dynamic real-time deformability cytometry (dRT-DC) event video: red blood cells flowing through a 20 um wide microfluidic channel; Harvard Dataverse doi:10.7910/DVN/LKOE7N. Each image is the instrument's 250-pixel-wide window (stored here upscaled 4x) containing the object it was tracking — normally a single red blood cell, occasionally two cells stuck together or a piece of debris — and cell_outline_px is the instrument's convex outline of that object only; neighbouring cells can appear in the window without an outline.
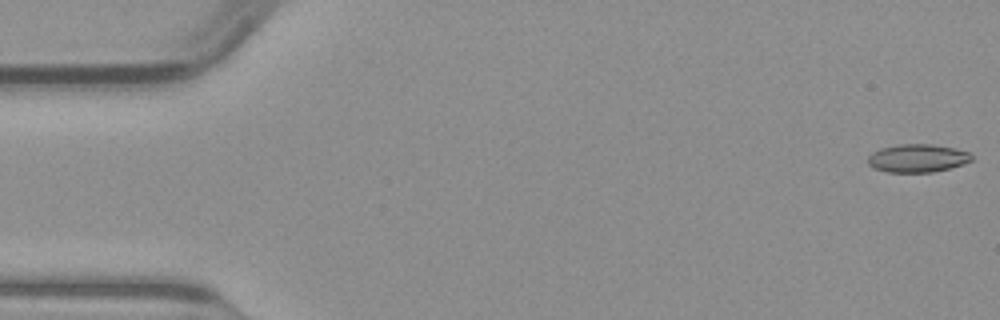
{"species": "common noctule bat (a hibernating species)", "species_latin": "Nyctalus noctula", "temperature_condition": "warm", "stored_images_in_passage": 32, "camera_frame_rate_fps": 3000, "um_per_image_px": 0.085, "animal": {"sex": "male", "body_mass_g": 23.1, "forearm_length_mm": 52.7}, "frame": {"image": 1, "passage_image": 1, "time_ms": 0.0, "image_size_px": [1000, 320], "cell_outline_px": [[972, 160], [964, 164], [932, 172], [888, 172], [872, 168], [868, 164], [868, 156], [872, 152], [880, 148], [900, 144], [932, 144], [956, 148], [968, 152], [972, 156]], "centroid_in_image_um": [77.97, 13.44], "position_along_channel_um": 7.0, "area_um2": 17.05}}
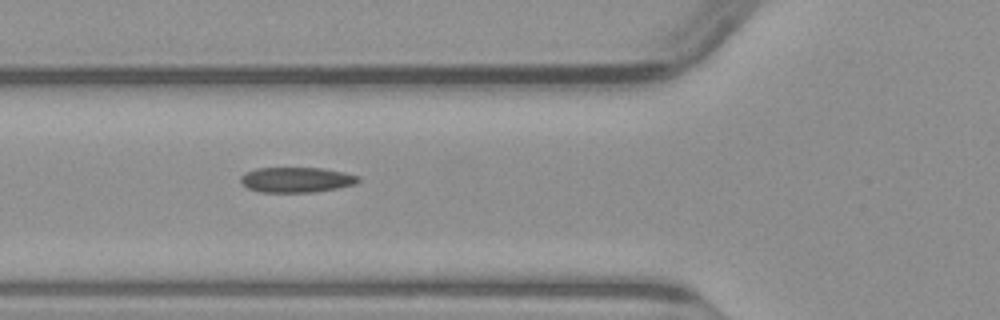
{"frame": {"image": 2, "passage_image": 18, "time_ms": 5.667, "image_size_px": [1000, 320], "cell_outline_px": [[360, 180], [356, 184], [316, 192], [260, 192], [248, 188], [240, 184], [240, 176], [244, 172], [256, 168], [324, 168], [344, 172], [360, 176]], "centroid_in_image_um": [25.18, 15.28], "position_along_channel_um": 100.6, "area_um2": 17.51}}
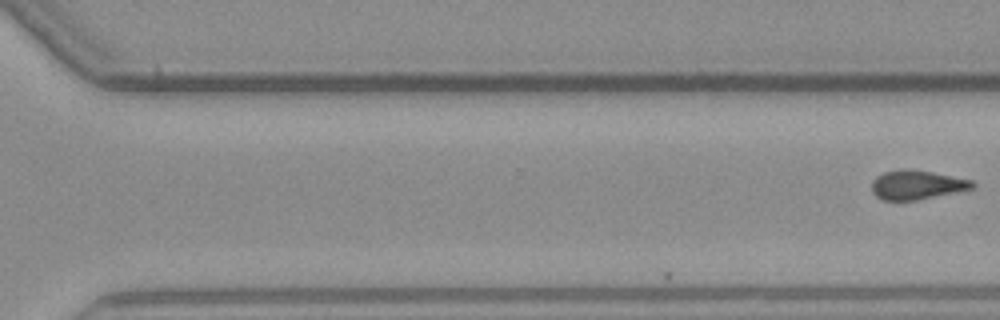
{"frame": {"image": 3, "passage_image": 32, "time_ms": 10.333, "image_size_px": [1000, 320], "cell_outline_px": [[976, 184], [972, 188], [916, 200], [880, 200], [872, 192], [872, 180], [876, 176], [884, 172], [932, 172], [972, 180]], "centroid_in_image_um": [77.91, 15.75], "position_along_channel_um": 292.7, "area_um2": 16.24}}